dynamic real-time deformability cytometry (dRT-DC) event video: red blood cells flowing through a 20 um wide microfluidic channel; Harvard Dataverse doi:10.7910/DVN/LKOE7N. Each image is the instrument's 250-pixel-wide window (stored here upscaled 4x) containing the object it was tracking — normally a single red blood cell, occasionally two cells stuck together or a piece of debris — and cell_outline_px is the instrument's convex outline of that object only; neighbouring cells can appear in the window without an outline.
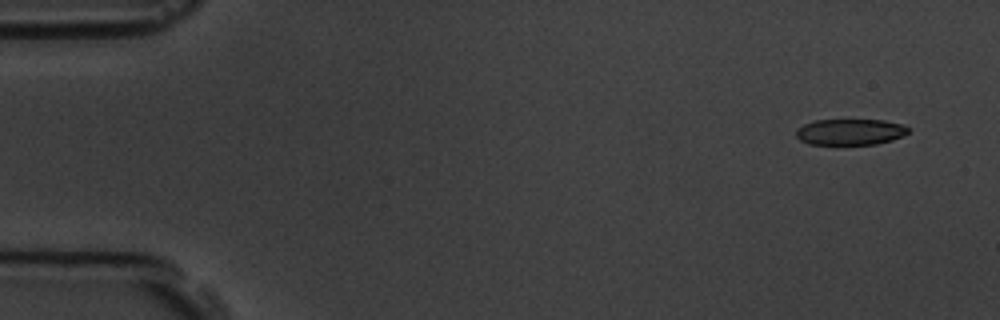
{"species": "common noctule bat (a hibernating species)", "species_latin": "Nyctalus noctula", "temperature_condition": "room temperature", "stored_images_in_passage": 5, "camera_frame_rate_fps": 3000, "um_per_image_px": 0.085, "animal": {"sex": "male", "body_mass_g": 19.5, "forearm_length_mm": 54.6}, "frame": {"image": 1, "passage_image": 1, "time_ms": 0.0, "image_size_px": [1000, 320], "cell_outline_px": [[908, 132], [892, 140], [876, 144], [808, 144], [800, 140], [796, 136], [796, 128], [804, 124], [816, 120], [884, 120], [904, 124], [908, 128]], "centroid_in_image_um": [72.24, 11.21], "position_along_channel_um": 12.8, "area_um2": 16.99}}
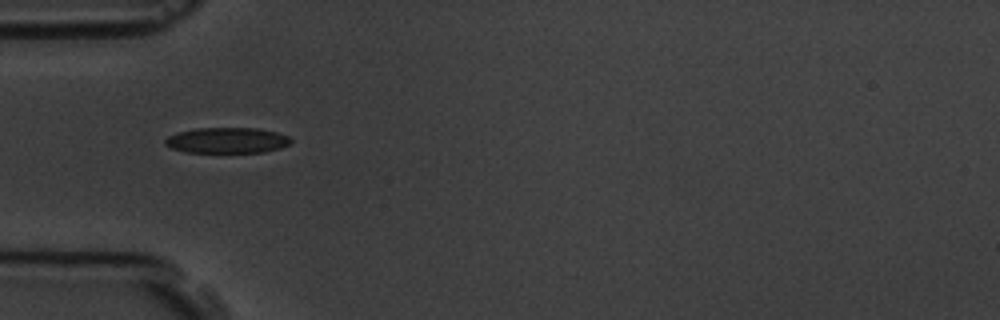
{"frame": {"image": 2, "passage_image": 5, "time_ms": 4.667, "image_size_px": [1000, 320], "cell_outline_px": [[292, 144], [280, 148], [264, 152], [184, 152], [172, 148], [164, 144], [164, 140], [168, 136], [180, 132], [196, 128], [256, 128], [276, 132], [288, 136], [292, 140]], "centroid_in_image_um": [19.32, 11.93], "position_along_channel_um": 65.7, "area_um2": 18.79}}